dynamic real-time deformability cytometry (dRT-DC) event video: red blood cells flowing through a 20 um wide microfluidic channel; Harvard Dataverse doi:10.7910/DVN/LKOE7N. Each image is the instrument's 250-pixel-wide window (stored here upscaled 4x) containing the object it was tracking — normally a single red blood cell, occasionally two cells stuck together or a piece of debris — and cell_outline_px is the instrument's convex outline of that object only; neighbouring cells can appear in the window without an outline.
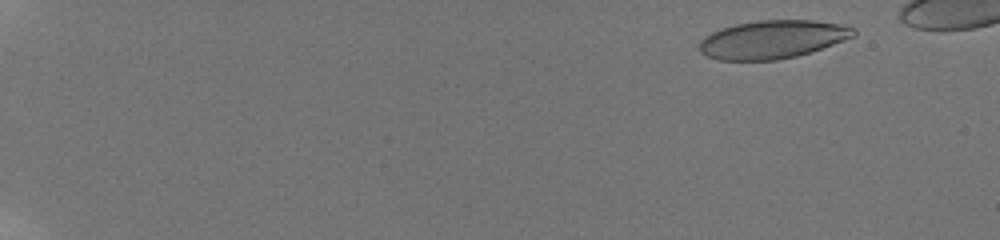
{"species": "human", "species_latin": "Homo sapiens", "temperature_condition": "room temperature", "stored_images_in_passage": 60, "camera_frame_rate_fps": 3000, "um_per_image_px": 0.085, "donor": {"sex": "male"}, "frame": {"image": 1, "passage_image": 7, "time_ms": 2.0, "image_size_px": [1000, 240], "cell_outline_px": [[856, 36], [796, 56], [776, 60], [716, 60], [700, 52], [700, 40], [704, 36], [720, 28], [736, 24], [756, 20], [812, 20], [840, 24], [856, 28]], "centroid_in_image_um": [65.64, 3.34], "position_along_channel_um": 19.4, "area_um2": 34.28}}
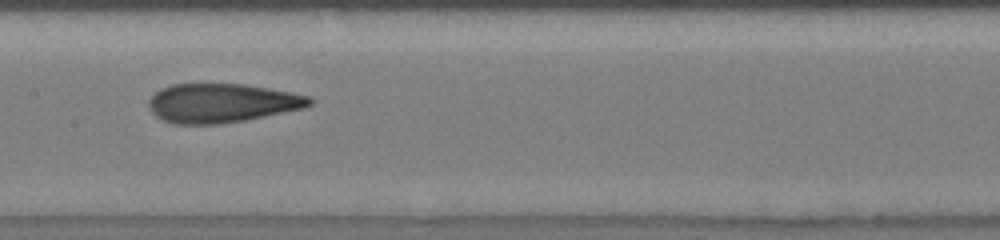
{"frame": {"image": 2, "passage_image": 35, "time_ms": 11.333, "image_size_px": [1000, 240], "cell_outline_px": [[316, 100], [312, 104], [304, 108], [244, 120], [220, 124], [172, 124], [160, 120], [148, 108], [148, 100], [160, 88], [172, 84], [244, 84], [292, 92], [308, 96]], "centroid_in_image_um": [18.83, 8.76], "position_along_channel_um": 188.6, "area_um2": 36.76}}
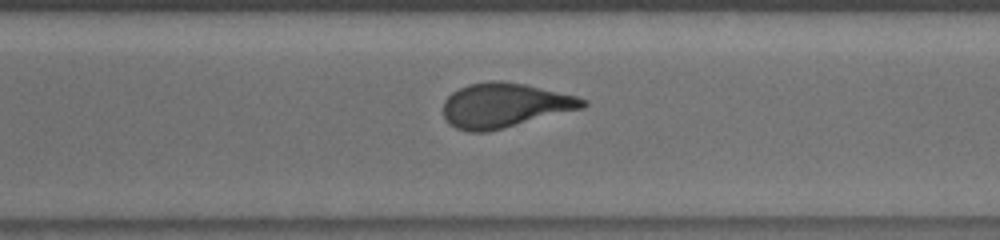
{"frame": {"image": 3, "passage_image": 46, "time_ms": 15.0, "image_size_px": [1000, 240], "cell_outline_px": [[588, 104], [584, 108], [488, 132], [468, 132], [456, 128], [444, 116], [444, 100], [452, 92], [468, 84], [492, 80], [500, 80], [524, 84], [580, 96], [588, 100]], "centroid_in_image_um": [42.94, 8.95], "position_along_channel_um": 327.7, "area_um2": 36.36}}